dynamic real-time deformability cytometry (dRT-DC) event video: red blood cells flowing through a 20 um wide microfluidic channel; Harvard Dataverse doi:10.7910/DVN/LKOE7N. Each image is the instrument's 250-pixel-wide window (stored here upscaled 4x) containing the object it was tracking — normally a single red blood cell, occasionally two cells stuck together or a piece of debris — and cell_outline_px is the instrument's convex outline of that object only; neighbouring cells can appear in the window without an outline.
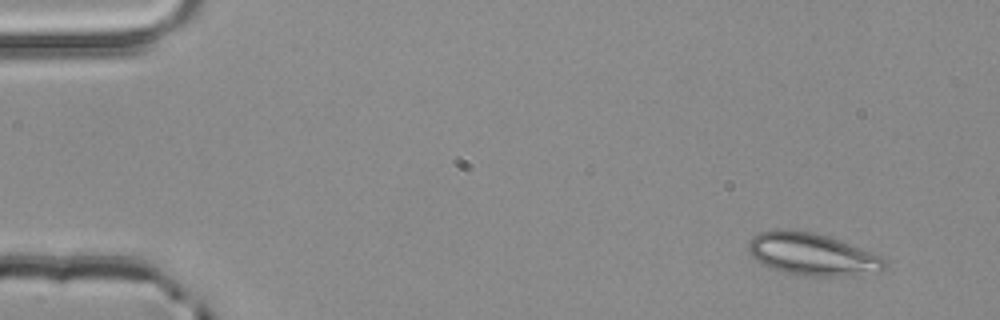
{"species": "common noctule bat (a hibernating species)", "species_latin": "Nyctalus noctula", "temperature_condition": "room temperature", "stored_images_in_passage": 2, "camera_frame_rate_fps": 3000, "um_per_image_px": 0.085, "animal": {"sex": "male", "body_mass_g": 20.4}, "frame": {"image": 1, "passage_image": 2, "time_ms": 0.333, "image_size_px": [1000, 320], "cell_outline_px": [[888, 268], [880, 272], [840, 276], [808, 276], [780, 272], [756, 260], [748, 252], [748, 240], [752, 236], [760, 232], [776, 228], [784, 228], [812, 232], [828, 236], [880, 256], [888, 264]], "centroid_in_image_um": [68.99, 21.61], "position_along_channel_um": 16.0, "area_um2": 33.76}}